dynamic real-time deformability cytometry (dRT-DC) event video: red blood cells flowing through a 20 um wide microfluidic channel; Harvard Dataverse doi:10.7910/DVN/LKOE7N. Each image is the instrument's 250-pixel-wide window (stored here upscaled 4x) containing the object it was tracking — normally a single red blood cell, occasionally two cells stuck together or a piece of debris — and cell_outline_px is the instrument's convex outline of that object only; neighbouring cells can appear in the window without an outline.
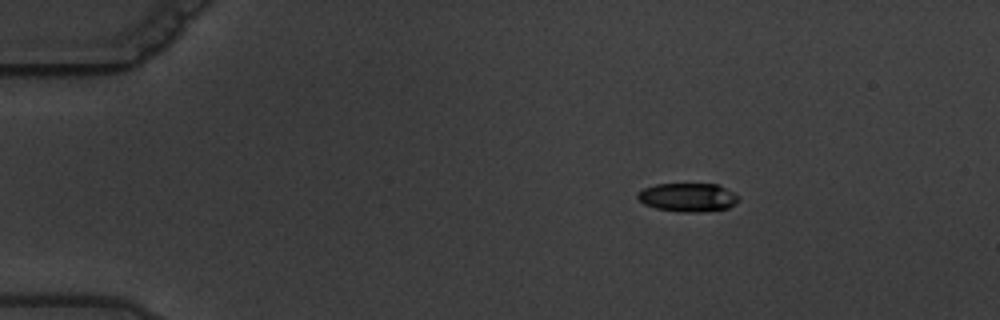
{"species": "common noctule bat (a hibernating species)", "species_latin": "Nyctalus noctula", "temperature_condition": "warm", "stored_images_in_passage": 4, "camera_frame_rate_fps": 3000, "um_per_image_px": 0.085, "animal": {"sex": "male", "body_mass_g": 19.5, "forearm_length_mm": 54.6}, "frame": {"image": 1, "passage_image": 3, "time_ms": 3.0, "image_size_px": [1000, 320], "cell_outline_px": [[740, 200], [736, 204], [728, 208], [700, 212], [680, 212], [656, 208], [644, 204], [636, 196], [644, 188], [656, 184], [716, 184], [740, 196]], "centroid_in_image_um": [58.5, 16.78], "position_along_channel_um": 26.5, "area_um2": 16.76}}